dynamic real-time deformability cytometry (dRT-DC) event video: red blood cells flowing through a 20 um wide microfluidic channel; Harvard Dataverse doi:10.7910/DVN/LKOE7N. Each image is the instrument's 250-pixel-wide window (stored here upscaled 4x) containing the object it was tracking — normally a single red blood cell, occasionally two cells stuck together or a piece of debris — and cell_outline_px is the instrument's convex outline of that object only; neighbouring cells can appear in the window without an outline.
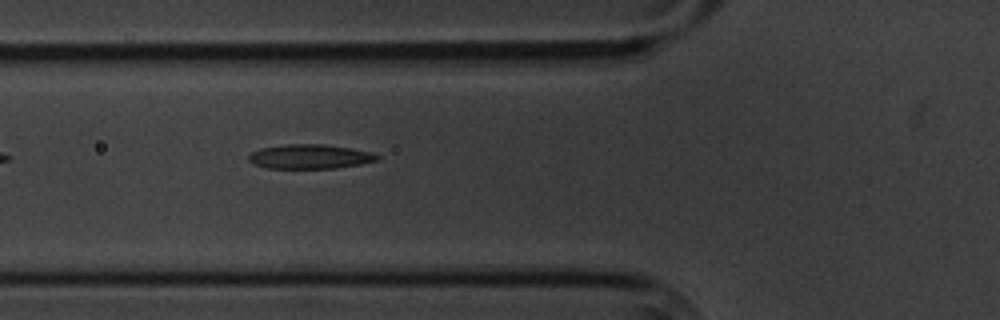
{"species": "common noctule bat (a hibernating species)", "species_latin": "Nyctalus noctula", "temperature_condition": "cold", "stored_images_in_passage": 2, "camera_frame_rate_fps": 3000, "um_per_image_px": 0.085, "animal": {"sex": "male", "body_mass_g": 20.1, "forearm_length_mm": 53.5}, "frame": {"image": 1, "passage_image": 2, "time_ms": 1.0, "image_size_px": [1000, 320], "cell_outline_px": [[380, 160], [360, 164], [336, 168], [268, 168], [256, 164], [248, 160], [248, 156], [252, 152], [260, 148], [284, 144], [324, 144], [352, 148], [372, 152], [380, 156]], "centroid_in_image_um": [26.38, 13.3], "position_along_channel_um": 99.4, "area_um2": 18.32}}